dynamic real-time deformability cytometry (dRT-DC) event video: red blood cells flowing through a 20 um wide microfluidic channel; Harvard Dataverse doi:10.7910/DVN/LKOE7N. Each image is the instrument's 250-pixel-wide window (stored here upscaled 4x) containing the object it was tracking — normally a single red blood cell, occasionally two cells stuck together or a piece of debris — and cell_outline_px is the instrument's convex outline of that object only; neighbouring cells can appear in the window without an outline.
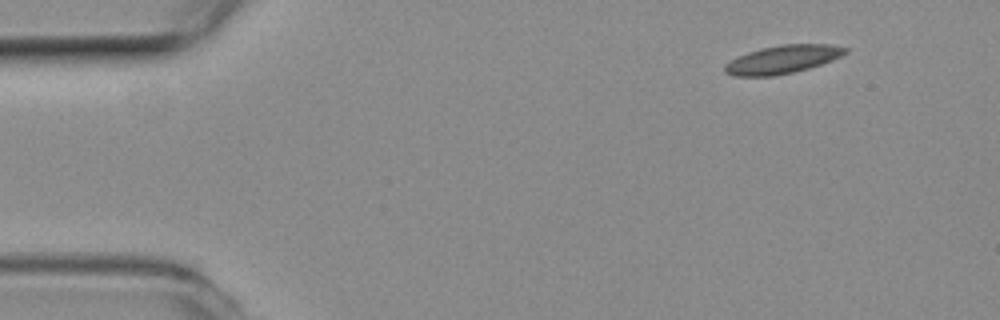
{"species": "common noctule bat (a hibernating species)", "species_latin": "Nyctalus noctula", "temperature_condition": "room temperature", "stored_images_in_passage": 5, "camera_frame_rate_fps": 3000, "um_per_image_px": 0.085, "animal": {"sex": "female", "body_mass_g": 19.3, "forearm_length_mm": 54.1}, "frame": {"image": 1, "passage_image": 1, "time_ms": 0.0, "image_size_px": [1000, 320], "cell_outline_px": [[848, 52], [832, 60], [808, 68], [792, 72], [772, 76], [736, 76], [724, 72], [724, 64], [748, 52], [764, 48], [784, 44], [828, 44], [848, 48]], "centroid_in_image_um": [66.53, 5.05], "position_along_channel_um": 18.5, "area_um2": 19.42}}
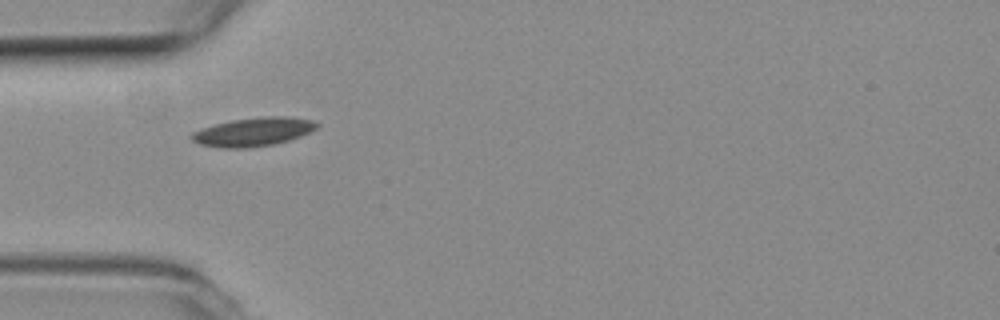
{"frame": {"image": 2, "passage_image": 4, "time_ms": 1.0, "image_size_px": [1000, 320], "cell_outline_px": [[320, 124], [316, 128], [300, 136], [288, 140], [272, 144], [248, 148], [224, 148], [200, 144], [192, 140], [192, 132], [216, 124], [232, 120], [264, 116], [288, 116], [312, 120]], "centroid_in_image_um": [21.55, 11.2], "position_along_channel_um": 63.4, "area_um2": 20.58}}
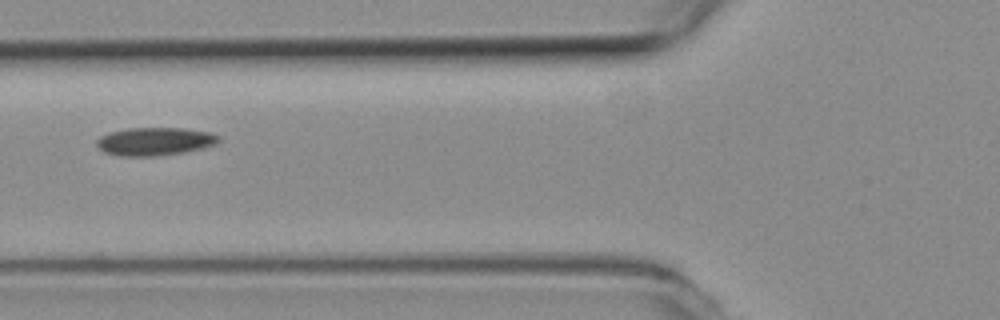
{"frame": {"image": 3, "passage_image": 5, "time_ms": 1.333, "image_size_px": [1000, 320], "cell_outline_px": [[220, 140], [216, 144], [184, 152], [156, 156], [120, 156], [104, 152], [96, 144], [96, 140], [100, 136], [112, 132], [128, 128], [184, 128], [208, 132], [220, 136]], "centroid_in_image_um": [13.15, 12.02], "position_along_channel_um": 112.6, "area_um2": 19.83}}